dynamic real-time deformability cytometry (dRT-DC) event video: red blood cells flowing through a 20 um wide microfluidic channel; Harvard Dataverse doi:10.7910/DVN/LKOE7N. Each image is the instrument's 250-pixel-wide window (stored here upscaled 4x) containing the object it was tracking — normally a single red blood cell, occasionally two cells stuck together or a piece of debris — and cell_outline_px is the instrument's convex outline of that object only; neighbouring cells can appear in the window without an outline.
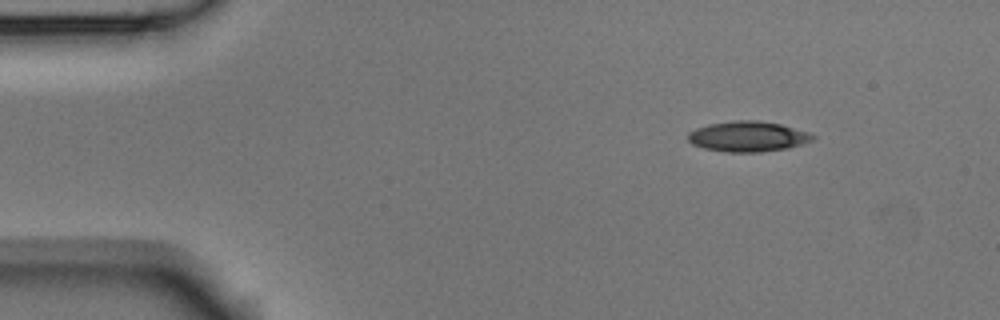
{"species": "Egyptian fruit bat (a non-hibernating species)", "species_latin": "Rousettus aegyptiacus", "temperature_condition": "room temperature", "stored_images_in_passage": 5, "camera_frame_rate_fps": 3000, "um_per_image_px": 0.085, "animal": {"sex": "male"}, "frame": {"image": 1, "passage_image": 5, "time_ms": 1.333, "image_size_px": [1000, 320], "cell_outline_px": [[816, 136], [812, 140], [788, 148], [760, 152], [728, 152], [704, 148], [692, 144], [688, 140], [688, 132], [696, 128], [708, 124], [736, 120], [756, 120], [780, 124], [808, 132]], "centroid_in_image_um": [63.54, 11.6], "position_along_channel_um": 21.5, "area_um2": 21.96}}